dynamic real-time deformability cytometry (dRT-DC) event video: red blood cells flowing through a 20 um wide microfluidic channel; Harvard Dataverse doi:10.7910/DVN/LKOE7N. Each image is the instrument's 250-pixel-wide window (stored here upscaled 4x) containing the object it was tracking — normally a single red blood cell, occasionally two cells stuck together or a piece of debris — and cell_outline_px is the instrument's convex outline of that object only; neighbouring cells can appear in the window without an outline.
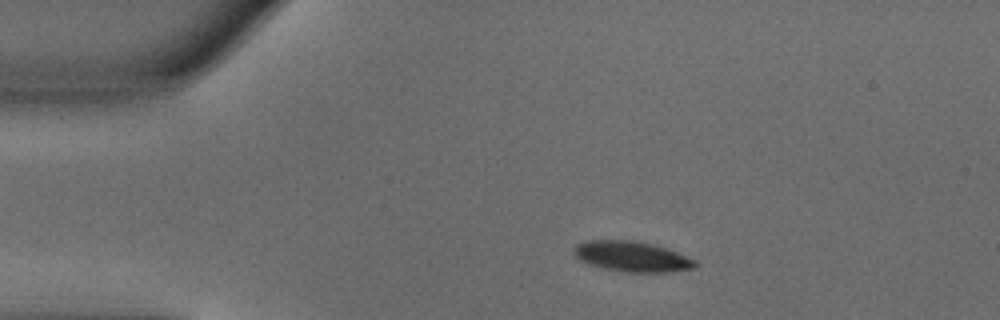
{"species": "common noctule bat (a hibernating species)", "species_latin": "Nyctalus noctula", "temperature_condition": "warm", "stored_images_in_passage": 51, "camera_frame_rate_fps": 3000, "um_per_image_px": 0.085, "animal": {"sex": "male", "body_mass_g": 18.8}, "frame": {"image": 1, "passage_image": 10, "time_ms": 3.0, "image_size_px": [1000, 320], "cell_outline_px": [[696, 268], [668, 272], [624, 272], [604, 268], [588, 264], [580, 260], [572, 252], [572, 248], [576, 244], [588, 240], [632, 240], [652, 244], [676, 252], [696, 260]], "centroid_in_image_um": [53.67, 21.8], "position_along_channel_um": 31.3, "area_um2": 21.44}}
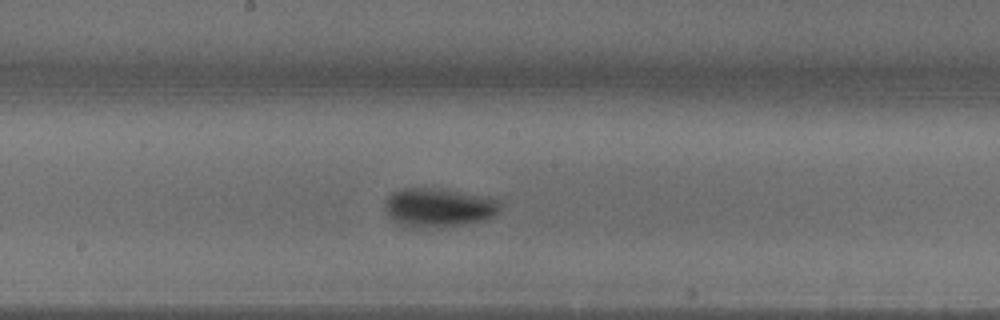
{"frame": {"image": 2, "passage_image": 27, "time_ms": 8.667, "image_size_px": [1000, 320], "cell_outline_px": [[500, 212], [484, 220], [444, 228], [416, 228], [392, 220], [388, 216], [384, 204], [384, 200], [392, 192], [404, 188], [440, 188], [496, 200], [500, 204]], "centroid_in_image_um": [37.23, 17.66], "position_along_channel_um": 211.0, "area_um2": 26.01}}
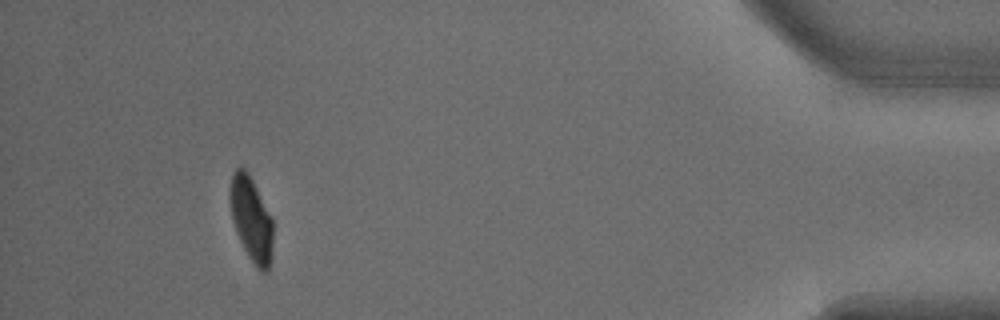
{"frame": {"image": 3, "passage_image": 47, "time_ms": 15.333, "image_size_px": [1000, 320], "cell_outline_px": [[272, 256], [268, 272], [260, 272], [256, 268], [248, 256], [236, 232], [232, 220], [228, 196], [232, 172], [240, 164], [248, 172], [272, 216]], "centroid_in_image_um": [21.34, 18.6], "position_along_channel_um": 413.9, "area_um2": 21.62}, "authors_computed_cell_mechanics": {"area_um2": 22.4842, "velocity_mm_per_s": 4.0102, "shape_relaxation_time_tau1_ms": 3.5135, "shape_relaxation_time_tau2_ms": 1.8954, "deformation_change_tau1": 0.1887, "deformation_change_tau2": 0.0367}}